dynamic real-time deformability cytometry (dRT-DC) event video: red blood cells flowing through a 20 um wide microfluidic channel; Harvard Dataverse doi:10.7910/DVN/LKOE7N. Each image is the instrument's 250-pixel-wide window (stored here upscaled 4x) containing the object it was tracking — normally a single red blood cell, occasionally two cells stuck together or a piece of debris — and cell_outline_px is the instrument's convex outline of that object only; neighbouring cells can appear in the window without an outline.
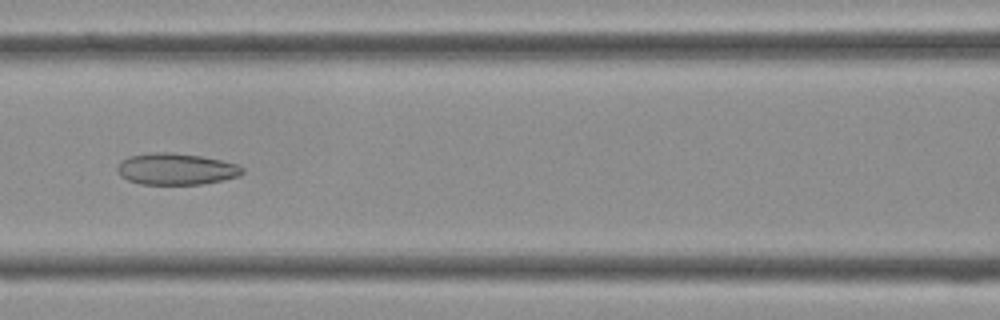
{"species": "Egyptian fruit bat (a non-hibernating species)", "species_latin": "Rousettus aegyptiacus", "temperature_condition": "cold", "stored_images_in_passage": 41, "camera_frame_rate_fps": 3000, "um_per_image_px": 0.085, "frame": {"image": 1, "passage_image": 18, "time_ms": 5.667, "image_size_px": [1000, 320], "cell_outline_px": [[244, 172], [240, 176], [224, 180], [200, 184], [140, 184], [128, 180], [120, 176], [116, 168], [120, 160], [128, 156], [148, 152], [172, 152], [200, 156], [220, 160], [236, 164], [244, 168]], "centroid_in_image_um": [14.94, 14.36], "position_along_channel_um": 151.7, "area_um2": 23.18}}
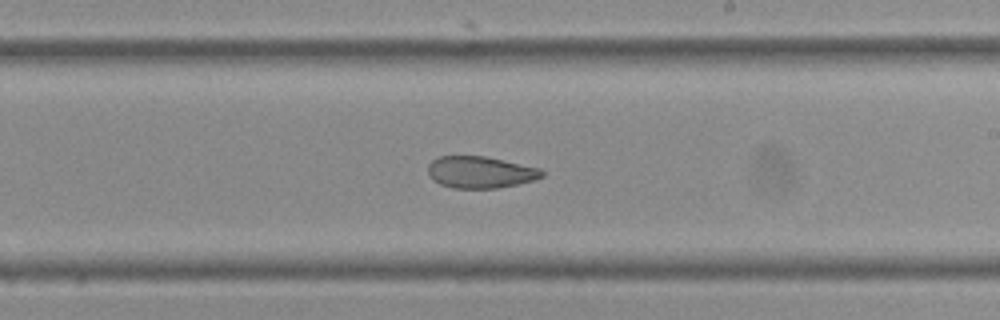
{"frame": {"image": 2, "passage_image": 24, "time_ms": 7.667, "image_size_px": [1000, 320], "cell_outline_px": [[544, 176], [520, 184], [496, 188], [452, 188], [440, 184], [432, 180], [428, 176], [428, 164], [432, 160], [440, 156], [484, 156], [540, 168], [544, 172]], "centroid_in_image_um": [40.8, 14.64], "position_along_channel_um": 248.2, "area_um2": 21.15}}
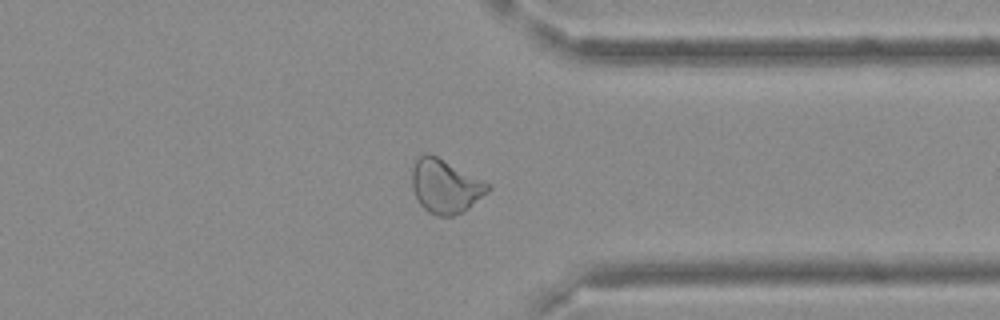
{"frame": {"image": 3, "passage_image": 32, "time_ms": 10.333, "image_size_px": [1000, 320], "cell_outline_px": [[492, 188], [488, 192], [468, 208], [452, 216], [436, 216], [428, 212], [420, 204], [412, 188], [412, 168], [416, 160], [424, 152], [428, 152], [436, 156], [488, 184]], "centroid_in_image_um": [37.81, 15.84], "position_along_channel_um": 373.6, "area_um2": 23.29}}